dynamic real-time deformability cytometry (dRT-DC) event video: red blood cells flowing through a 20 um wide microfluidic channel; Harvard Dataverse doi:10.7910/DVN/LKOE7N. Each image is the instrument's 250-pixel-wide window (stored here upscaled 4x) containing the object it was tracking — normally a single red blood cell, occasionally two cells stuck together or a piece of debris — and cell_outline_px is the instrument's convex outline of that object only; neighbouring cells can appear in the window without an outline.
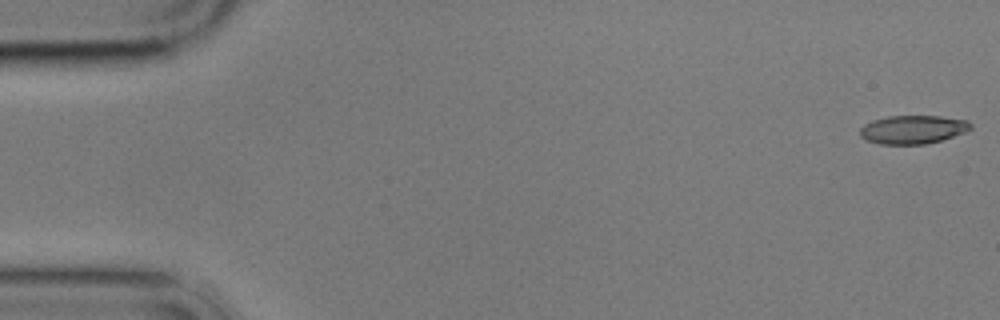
{"species": "common noctule bat (a hibernating species)", "species_latin": "Nyctalus noctula", "temperature_condition": "cold", "stored_images_in_passage": 57, "camera_frame_rate_fps": 3000, "um_per_image_px": 0.085, "animal": {"sex": "male", "body_mass_g": 17.9}, "frame": {"image": 1, "passage_image": 1, "time_ms": 0.0, "image_size_px": [1000, 320], "cell_outline_px": [[972, 128], [964, 132], [940, 140], [924, 144], [880, 144], [868, 140], [860, 136], [860, 128], [864, 124], [872, 120], [888, 116], [940, 116], [968, 120], [972, 124]], "centroid_in_image_um": [77.59, 11.0], "position_along_channel_um": 7.4, "area_um2": 18.26}}
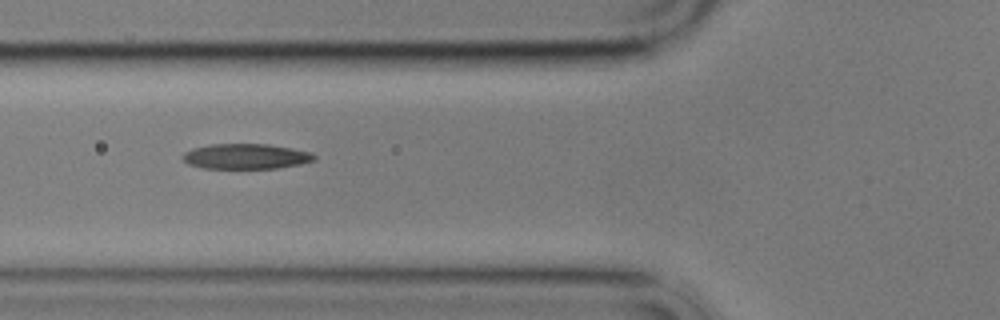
{"frame": {"image": 2, "passage_image": 21, "time_ms": 6.667, "image_size_px": [1000, 320], "cell_outline_px": [[316, 160], [300, 164], [276, 168], [204, 168], [188, 164], [180, 156], [184, 152], [192, 148], [208, 144], [268, 144], [312, 152], [316, 156]], "centroid_in_image_um": [20.88, 13.28], "position_along_channel_um": 104.9, "area_um2": 19.42}}
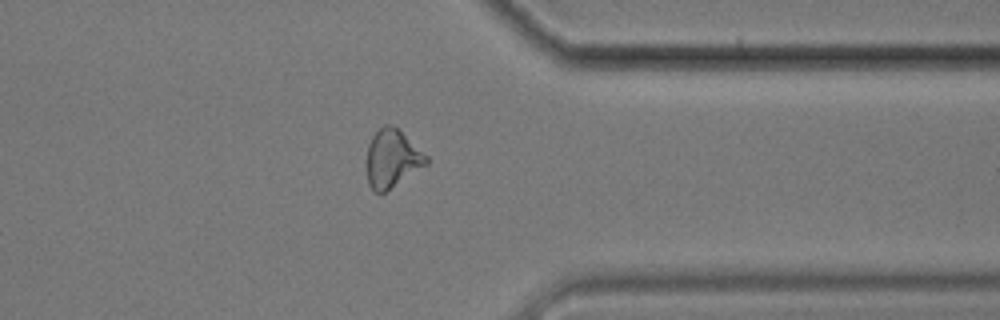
{"frame": {"image": 3, "passage_image": 45, "time_ms": 14.667, "image_size_px": [1000, 320], "cell_outline_px": [[428, 164], [384, 192], [372, 192], [368, 184], [368, 144], [372, 136], [384, 124], [388, 124], [400, 128], [428, 156]], "centroid_in_image_um": [33.36, 13.45], "position_along_channel_um": 378.0, "area_um2": 20.11}, "authors_computed_cell_mechanics": {"area_um2": 19.4786, "velocity_mm_per_s": 3.5006, "shape_relaxation_time_tau1_ms": 8.9847, "shape_relaxation_time_tau2_ms": 3.0135, "deformation_change_tau1": 0.2393, "deformation_change_tau2": 0.1145}}